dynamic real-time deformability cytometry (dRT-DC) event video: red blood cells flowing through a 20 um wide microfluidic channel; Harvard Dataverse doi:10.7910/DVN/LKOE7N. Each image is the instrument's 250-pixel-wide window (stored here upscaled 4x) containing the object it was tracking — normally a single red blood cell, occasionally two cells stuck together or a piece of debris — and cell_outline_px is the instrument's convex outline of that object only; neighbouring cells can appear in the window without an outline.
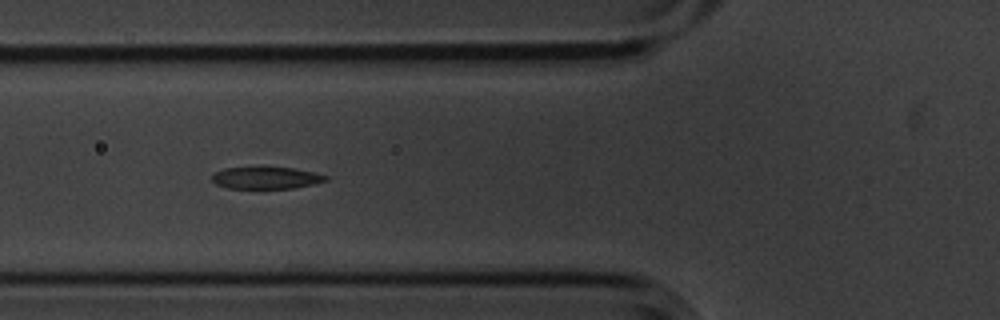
{"species": "common noctule bat (a hibernating species)", "species_latin": "Nyctalus noctula", "temperature_condition": "cold", "stored_images_in_passage": 3, "camera_frame_rate_fps": 3000, "um_per_image_px": 0.085, "animal": {"sex": "male", "body_mass_g": 20.1, "forearm_length_mm": 53.5}, "frame": {"image": 1, "passage_image": 2, "time_ms": 0.333, "image_size_px": [1000, 320], "cell_outline_px": [[328, 180], [312, 184], [292, 188], [228, 188], [216, 184], [212, 180], [212, 176], [216, 172], [224, 168], [292, 168], [312, 172], [328, 176]], "centroid_in_image_um": [22.61, 15.13], "position_along_channel_um": 103.2, "area_um2": 14.16}}
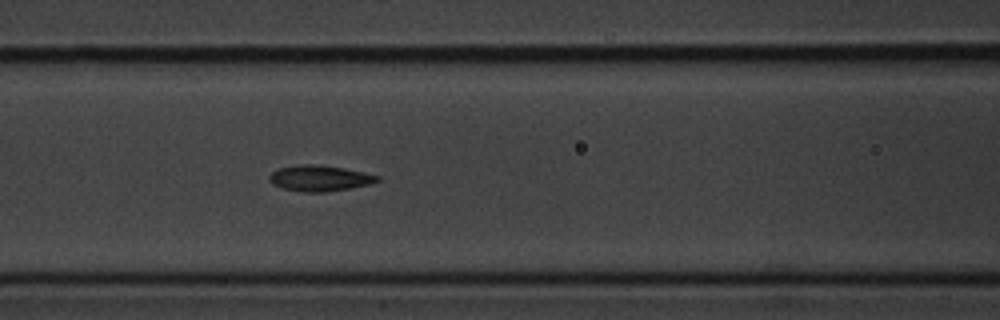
{"frame": {"image": 2, "passage_image": 3, "time_ms": 0.667, "image_size_px": [1000, 320], "cell_outline_px": [[380, 180], [368, 184], [328, 192], [304, 192], [280, 188], [272, 184], [268, 180], [268, 176], [272, 172], [280, 168], [296, 164], [316, 164], [344, 168], [364, 172], [380, 176]], "centroid_in_image_um": [27.12, 15.14], "position_along_channel_um": 139.5, "area_um2": 16.36}}